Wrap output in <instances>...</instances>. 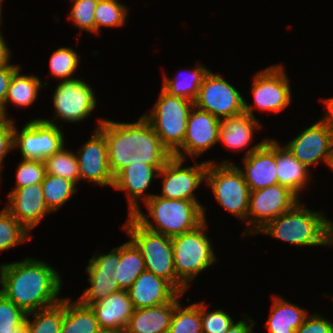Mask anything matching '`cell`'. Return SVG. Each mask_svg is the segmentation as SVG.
Wrapping results in <instances>:
<instances>
[{"instance_id":"d6a6232c","label":"cell","mask_w":333,"mask_h":333,"mask_svg":"<svg viewBox=\"0 0 333 333\" xmlns=\"http://www.w3.org/2000/svg\"><path fill=\"white\" fill-rule=\"evenodd\" d=\"M76 184L66 178L45 174L42 181L44 201L52 212L61 208L77 192Z\"/></svg>"},{"instance_id":"c3c4849f","label":"cell","mask_w":333,"mask_h":333,"mask_svg":"<svg viewBox=\"0 0 333 333\" xmlns=\"http://www.w3.org/2000/svg\"><path fill=\"white\" fill-rule=\"evenodd\" d=\"M324 100L326 113L320 120L325 123L333 131V97Z\"/></svg>"},{"instance_id":"8d00e7d4","label":"cell","mask_w":333,"mask_h":333,"mask_svg":"<svg viewBox=\"0 0 333 333\" xmlns=\"http://www.w3.org/2000/svg\"><path fill=\"white\" fill-rule=\"evenodd\" d=\"M5 208L0 212V251L30 240L32 236ZM29 236V237H28Z\"/></svg>"},{"instance_id":"7bdbcfd3","label":"cell","mask_w":333,"mask_h":333,"mask_svg":"<svg viewBox=\"0 0 333 333\" xmlns=\"http://www.w3.org/2000/svg\"><path fill=\"white\" fill-rule=\"evenodd\" d=\"M13 131L14 120L7 118L0 113V175L2 174V164L5 160V156L14 148Z\"/></svg>"},{"instance_id":"7a4b0ae2","label":"cell","mask_w":333,"mask_h":333,"mask_svg":"<svg viewBox=\"0 0 333 333\" xmlns=\"http://www.w3.org/2000/svg\"><path fill=\"white\" fill-rule=\"evenodd\" d=\"M0 292L26 314L60 302L61 276L36 258L0 264Z\"/></svg>"},{"instance_id":"f546056e","label":"cell","mask_w":333,"mask_h":333,"mask_svg":"<svg viewBox=\"0 0 333 333\" xmlns=\"http://www.w3.org/2000/svg\"><path fill=\"white\" fill-rule=\"evenodd\" d=\"M21 68L19 67L12 75L9 88L7 91L5 101V117L6 105L8 102H12L17 107H27L32 105L36 100L39 90L48 85L44 82L42 85L41 80L35 75H22Z\"/></svg>"},{"instance_id":"f6af8a7d","label":"cell","mask_w":333,"mask_h":333,"mask_svg":"<svg viewBox=\"0 0 333 333\" xmlns=\"http://www.w3.org/2000/svg\"><path fill=\"white\" fill-rule=\"evenodd\" d=\"M18 65L10 64L0 69V113L5 116V101L7 91L13 73L19 68Z\"/></svg>"},{"instance_id":"cb8c5ba5","label":"cell","mask_w":333,"mask_h":333,"mask_svg":"<svg viewBox=\"0 0 333 333\" xmlns=\"http://www.w3.org/2000/svg\"><path fill=\"white\" fill-rule=\"evenodd\" d=\"M181 295L178 293L170 302L157 306L134 309L124 333H167Z\"/></svg>"},{"instance_id":"5bb4252c","label":"cell","mask_w":333,"mask_h":333,"mask_svg":"<svg viewBox=\"0 0 333 333\" xmlns=\"http://www.w3.org/2000/svg\"><path fill=\"white\" fill-rule=\"evenodd\" d=\"M184 161L172 156L162 167L158 174L162 178V193L157 196L198 201L194 192L205 182L208 161L183 168Z\"/></svg>"},{"instance_id":"681fc988","label":"cell","mask_w":333,"mask_h":333,"mask_svg":"<svg viewBox=\"0 0 333 333\" xmlns=\"http://www.w3.org/2000/svg\"><path fill=\"white\" fill-rule=\"evenodd\" d=\"M13 333H28L26 322L24 321L19 327L14 329Z\"/></svg>"},{"instance_id":"30bf717a","label":"cell","mask_w":333,"mask_h":333,"mask_svg":"<svg viewBox=\"0 0 333 333\" xmlns=\"http://www.w3.org/2000/svg\"><path fill=\"white\" fill-rule=\"evenodd\" d=\"M299 197L279 183L255 191H250L247 214V234L256 235L268 222L292 209Z\"/></svg>"},{"instance_id":"d6986e66","label":"cell","mask_w":333,"mask_h":333,"mask_svg":"<svg viewBox=\"0 0 333 333\" xmlns=\"http://www.w3.org/2000/svg\"><path fill=\"white\" fill-rule=\"evenodd\" d=\"M95 129L76 154L80 180H89L102 187H113L114 177L108 163L105 136L98 127Z\"/></svg>"},{"instance_id":"1f68e13d","label":"cell","mask_w":333,"mask_h":333,"mask_svg":"<svg viewBox=\"0 0 333 333\" xmlns=\"http://www.w3.org/2000/svg\"><path fill=\"white\" fill-rule=\"evenodd\" d=\"M33 315V321L29 316ZM64 315V298L55 305L26 315L28 333H60Z\"/></svg>"},{"instance_id":"44dd1931","label":"cell","mask_w":333,"mask_h":333,"mask_svg":"<svg viewBox=\"0 0 333 333\" xmlns=\"http://www.w3.org/2000/svg\"><path fill=\"white\" fill-rule=\"evenodd\" d=\"M161 169L162 167H154L142 162H132L114 177L113 188L120 191L123 190L127 194L129 204L128 216H132L140 209V205L137 202L138 199L144 200L145 203L154 195H146L145 191L148 189L153 177L158 178Z\"/></svg>"},{"instance_id":"ab89813d","label":"cell","mask_w":333,"mask_h":333,"mask_svg":"<svg viewBox=\"0 0 333 333\" xmlns=\"http://www.w3.org/2000/svg\"><path fill=\"white\" fill-rule=\"evenodd\" d=\"M200 313L203 333H226L234 323L231 316L222 309L208 312L203 302H200Z\"/></svg>"},{"instance_id":"e0dca14e","label":"cell","mask_w":333,"mask_h":333,"mask_svg":"<svg viewBox=\"0 0 333 333\" xmlns=\"http://www.w3.org/2000/svg\"><path fill=\"white\" fill-rule=\"evenodd\" d=\"M284 146L307 168L321 161L328 165L333 150V131L319 120Z\"/></svg>"},{"instance_id":"6da1fadb","label":"cell","mask_w":333,"mask_h":333,"mask_svg":"<svg viewBox=\"0 0 333 333\" xmlns=\"http://www.w3.org/2000/svg\"><path fill=\"white\" fill-rule=\"evenodd\" d=\"M99 119L97 127L105 136L113 177L132 162L163 167L172 157V153L162 144L143 116L135 123Z\"/></svg>"},{"instance_id":"277c9868","label":"cell","mask_w":333,"mask_h":333,"mask_svg":"<svg viewBox=\"0 0 333 333\" xmlns=\"http://www.w3.org/2000/svg\"><path fill=\"white\" fill-rule=\"evenodd\" d=\"M144 204L154 222H150L142 209L132 217L144 228L170 238L195 230L206 220L205 208L199 201L165 199L155 194Z\"/></svg>"},{"instance_id":"f5cc1de1","label":"cell","mask_w":333,"mask_h":333,"mask_svg":"<svg viewBox=\"0 0 333 333\" xmlns=\"http://www.w3.org/2000/svg\"><path fill=\"white\" fill-rule=\"evenodd\" d=\"M2 1H3V0H0V26H1V21H2V17H1V15H2V14H1V11H2V9H1V8H2ZM1 34H2V32L0 31V35H1Z\"/></svg>"},{"instance_id":"9c48e42d","label":"cell","mask_w":333,"mask_h":333,"mask_svg":"<svg viewBox=\"0 0 333 333\" xmlns=\"http://www.w3.org/2000/svg\"><path fill=\"white\" fill-rule=\"evenodd\" d=\"M282 65H272L259 71L253 77L251 87L254 105L245 101L244 112L255 117L254 108L269 112H282L292 98L287 75Z\"/></svg>"},{"instance_id":"7402d4cb","label":"cell","mask_w":333,"mask_h":333,"mask_svg":"<svg viewBox=\"0 0 333 333\" xmlns=\"http://www.w3.org/2000/svg\"><path fill=\"white\" fill-rule=\"evenodd\" d=\"M134 309L170 302L179 292L165 279L144 270L127 290Z\"/></svg>"},{"instance_id":"ee69618b","label":"cell","mask_w":333,"mask_h":333,"mask_svg":"<svg viewBox=\"0 0 333 333\" xmlns=\"http://www.w3.org/2000/svg\"><path fill=\"white\" fill-rule=\"evenodd\" d=\"M296 333H333V322L317 313L308 315Z\"/></svg>"},{"instance_id":"f907efd6","label":"cell","mask_w":333,"mask_h":333,"mask_svg":"<svg viewBox=\"0 0 333 333\" xmlns=\"http://www.w3.org/2000/svg\"><path fill=\"white\" fill-rule=\"evenodd\" d=\"M328 166L331 168V170L333 172V150H332V154H331Z\"/></svg>"},{"instance_id":"ba28073f","label":"cell","mask_w":333,"mask_h":333,"mask_svg":"<svg viewBox=\"0 0 333 333\" xmlns=\"http://www.w3.org/2000/svg\"><path fill=\"white\" fill-rule=\"evenodd\" d=\"M193 106V102L182 97L171 96L161 89L151 114L142 115L172 154L183 143L188 115Z\"/></svg>"},{"instance_id":"ffe728a7","label":"cell","mask_w":333,"mask_h":333,"mask_svg":"<svg viewBox=\"0 0 333 333\" xmlns=\"http://www.w3.org/2000/svg\"><path fill=\"white\" fill-rule=\"evenodd\" d=\"M8 196L6 210L28 231L36 227L46 214L52 213L45 204L42 183L14 188Z\"/></svg>"},{"instance_id":"836d02e7","label":"cell","mask_w":333,"mask_h":333,"mask_svg":"<svg viewBox=\"0 0 333 333\" xmlns=\"http://www.w3.org/2000/svg\"><path fill=\"white\" fill-rule=\"evenodd\" d=\"M63 146L58 152L43 160L45 173L66 178L75 184L80 181L76 154Z\"/></svg>"},{"instance_id":"d4e9b609","label":"cell","mask_w":333,"mask_h":333,"mask_svg":"<svg viewBox=\"0 0 333 333\" xmlns=\"http://www.w3.org/2000/svg\"><path fill=\"white\" fill-rule=\"evenodd\" d=\"M261 126L258 119L246 112L225 118L221 120L219 142L236 151L247 148L252 142L254 129H259Z\"/></svg>"},{"instance_id":"74e56055","label":"cell","mask_w":333,"mask_h":333,"mask_svg":"<svg viewBox=\"0 0 333 333\" xmlns=\"http://www.w3.org/2000/svg\"><path fill=\"white\" fill-rule=\"evenodd\" d=\"M77 52L68 47H60L52 53L49 60L50 75L57 79H71L79 65Z\"/></svg>"},{"instance_id":"7c38bea8","label":"cell","mask_w":333,"mask_h":333,"mask_svg":"<svg viewBox=\"0 0 333 333\" xmlns=\"http://www.w3.org/2000/svg\"><path fill=\"white\" fill-rule=\"evenodd\" d=\"M64 135L58 125L36 118L13 131V147H19L23 159L41 160L58 152L63 146Z\"/></svg>"},{"instance_id":"52a82bcc","label":"cell","mask_w":333,"mask_h":333,"mask_svg":"<svg viewBox=\"0 0 333 333\" xmlns=\"http://www.w3.org/2000/svg\"><path fill=\"white\" fill-rule=\"evenodd\" d=\"M207 161L205 183L211 186L215 199L229 213L246 222L250 189L242 172L229 161L217 165L212 160Z\"/></svg>"},{"instance_id":"8fae6325","label":"cell","mask_w":333,"mask_h":333,"mask_svg":"<svg viewBox=\"0 0 333 333\" xmlns=\"http://www.w3.org/2000/svg\"><path fill=\"white\" fill-rule=\"evenodd\" d=\"M94 89L79 78L65 79L58 83L53 94L55 110L54 122L51 118L43 121L57 125L59 118L64 122H80L87 118L96 108Z\"/></svg>"},{"instance_id":"60d3db41","label":"cell","mask_w":333,"mask_h":333,"mask_svg":"<svg viewBox=\"0 0 333 333\" xmlns=\"http://www.w3.org/2000/svg\"><path fill=\"white\" fill-rule=\"evenodd\" d=\"M26 315L0 292V333H13L25 321Z\"/></svg>"},{"instance_id":"816d5d0a","label":"cell","mask_w":333,"mask_h":333,"mask_svg":"<svg viewBox=\"0 0 333 333\" xmlns=\"http://www.w3.org/2000/svg\"><path fill=\"white\" fill-rule=\"evenodd\" d=\"M99 333H124V331H108V330H101Z\"/></svg>"},{"instance_id":"9a60e30c","label":"cell","mask_w":333,"mask_h":333,"mask_svg":"<svg viewBox=\"0 0 333 333\" xmlns=\"http://www.w3.org/2000/svg\"><path fill=\"white\" fill-rule=\"evenodd\" d=\"M220 124V119L193 106L188 115L183 143L172 156L184 160L190 156L195 160L219 142Z\"/></svg>"},{"instance_id":"7dc6e473","label":"cell","mask_w":333,"mask_h":333,"mask_svg":"<svg viewBox=\"0 0 333 333\" xmlns=\"http://www.w3.org/2000/svg\"><path fill=\"white\" fill-rule=\"evenodd\" d=\"M10 49L7 46L6 41L3 38V35H0V69L10 65Z\"/></svg>"},{"instance_id":"4fadbf2b","label":"cell","mask_w":333,"mask_h":333,"mask_svg":"<svg viewBox=\"0 0 333 333\" xmlns=\"http://www.w3.org/2000/svg\"><path fill=\"white\" fill-rule=\"evenodd\" d=\"M245 100L239 91L210 70L199 88L194 106L223 120L244 112Z\"/></svg>"},{"instance_id":"484cf974","label":"cell","mask_w":333,"mask_h":333,"mask_svg":"<svg viewBox=\"0 0 333 333\" xmlns=\"http://www.w3.org/2000/svg\"><path fill=\"white\" fill-rule=\"evenodd\" d=\"M276 169L278 183L287 187L298 197L307 187L310 178L309 168L296 159L285 146L276 141Z\"/></svg>"},{"instance_id":"4dcf8cb0","label":"cell","mask_w":333,"mask_h":333,"mask_svg":"<svg viewBox=\"0 0 333 333\" xmlns=\"http://www.w3.org/2000/svg\"><path fill=\"white\" fill-rule=\"evenodd\" d=\"M208 72L209 69L204 65L197 64L194 69H190L184 76L180 72V75H176L173 79L164 75L162 89L171 96L182 97L194 103L203 79Z\"/></svg>"},{"instance_id":"2e32d148","label":"cell","mask_w":333,"mask_h":333,"mask_svg":"<svg viewBox=\"0 0 333 333\" xmlns=\"http://www.w3.org/2000/svg\"><path fill=\"white\" fill-rule=\"evenodd\" d=\"M120 260V246L111 249L107 254H97L88 261L86 272L90 286L86 288L78 301L89 306L119 291L115 281V267Z\"/></svg>"},{"instance_id":"e575fe53","label":"cell","mask_w":333,"mask_h":333,"mask_svg":"<svg viewBox=\"0 0 333 333\" xmlns=\"http://www.w3.org/2000/svg\"><path fill=\"white\" fill-rule=\"evenodd\" d=\"M167 333H203L200 303H192L187 307H182L178 301Z\"/></svg>"},{"instance_id":"4316f807","label":"cell","mask_w":333,"mask_h":333,"mask_svg":"<svg viewBox=\"0 0 333 333\" xmlns=\"http://www.w3.org/2000/svg\"><path fill=\"white\" fill-rule=\"evenodd\" d=\"M273 297L270 317L266 322L269 333H296L309 315L307 310L279 296Z\"/></svg>"},{"instance_id":"f35d334b","label":"cell","mask_w":333,"mask_h":333,"mask_svg":"<svg viewBox=\"0 0 333 333\" xmlns=\"http://www.w3.org/2000/svg\"><path fill=\"white\" fill-rule=\"evenodd\" d=\"M69 18L82 31L95 33V8L98 0H71Z\"/></svg>"},{"instance_id":"83f0119b","label":"cell","mask_w":333,"mask_h":333,"mask_svg":"<svg viewBox=\"0 0 333 333\" xmlns=\"http://www.w3.org/2000/svg\"><path fill=\"white\" fill-rule=\"evenodd\" d=\"M101 331L90 306L64 298V315L60 333H99Z\"/></svg>"},{"instance_id":"b9f144b4","label":"cell","mask_w":333,"mask_h":333,"mask_svg":"<svg viewBox=\"0 0 333 333\" xmlns=\"http://www.w3.org/2000/svg\"><path fill=\"white\" fill-rule=\"evenodd\" d=\"M16 171L15 188H23L34 183H42L45 166L41 160L22 159Z\"/></svg>"},{"instance_id":"bcb514c9","label":"cell","mask_w":333,"mask_h":333,"mask_svg":"<svg viewBox=\"0 0 333 333\" xmlns=\"http://www.w3.org/2000/svg\"><path fill=\"white\" fill-rule=\"evenodd\" d=\"M255 323L254 320L247 317L246 320L234 322L226 333H255L252 329Z\"/></svg>"},{"instance_id":"5b68a950","label":"cell","mask_w":333,"mask_h":333,"mask_svg":"<svg viewBox=\"0 0 333 333\" xmlns=\"http://www.w3.org/2000/svg\"><path fill=\"white\" fill-rule=\"evenodd\" d=\"M122 228L141 251L146 270L165 279L184 294L187 287L176 275L171 238L144 228L132 216H128Z\"/></svg>"},{"instance_id":"603a6c76","label":"cell","mask_w":333,"mask_h":333,"mask_svg":"<svg viewBox=\"0 0 333 333\" xmlns=\"http://www.w3.org/2000/svg\"><path fill=\"white\" fill-rule=\"evenodd\" d=\"M101 330L124 331L134 307L127 290H119L89 305Z\"/></svg>"},{"instance_id":"3957f363","label":"cell","mask_w":333,"mask_h":333,"mask_svg":"<svg viewBox=\"0 0 333 333\" xmlns=\"http://www.w3.org/2000/svg\"><path fill=\"white\" fill-rule=\"evenodd\" d=\"M264 233L296 246H333V222L300 201L261 228Z\"/></svg>"},{"instance_id":"ac0fdd59","label":"cell","mask_w":333,"mask_h":333,"mask_svg":"<svg viewBox=\"0 0 333 333\" xmlns=\"http://www.w3.org/2000/svg\"><path fill=\"white\" fill-rule=\"evenodd\" d=\"M244 169L239 168L250 191L278 183L276 140L265 139L248 149L243 157Z\"/></svg>"},{"instance_id":"8992f818","label":"cell","mask_w":333,"mask_h":333,"mask_svg":"<svg viewBox=\"0 0 333 333\" xmlns=\"http://www.w3.org/2000/svg\"><path fill=\"white\" fill-rule=\"evenodd\" d=\"M207 220L195 230L171 238L177 278L189 288V282L217 261L206 231Z\"/></svg>"},{"instance_id":"f1b7e54d","label":"cell","mask_w":333,"mask_h":333,"mask_svg":"<svg viewBox=\"0 0 333 333\" xmlns=\"http://www.w3.org/2000/svg\"><path fill=\"white\" fill-rule=\"evenodd\" d=\"M146 270L141 251L129 240L120 246V260L115 267L114 279L120 290H128L138 276Z\"/></svg>"},{"instance_id":"d590c367","label":"cell","mask_w":333,"mask_h":333,"mask_svg":"<svg viewBox=\"0 0 333 333\" xmlns=\"http://www.w3.org/2000/svg\"><path fill=\"white\" fill-rule=\"evenodd\" d=\"M127 6L117 0H98L95 8V34L101 27H119L125 24L128 14Z\"/></svg>"}]
</instances>
